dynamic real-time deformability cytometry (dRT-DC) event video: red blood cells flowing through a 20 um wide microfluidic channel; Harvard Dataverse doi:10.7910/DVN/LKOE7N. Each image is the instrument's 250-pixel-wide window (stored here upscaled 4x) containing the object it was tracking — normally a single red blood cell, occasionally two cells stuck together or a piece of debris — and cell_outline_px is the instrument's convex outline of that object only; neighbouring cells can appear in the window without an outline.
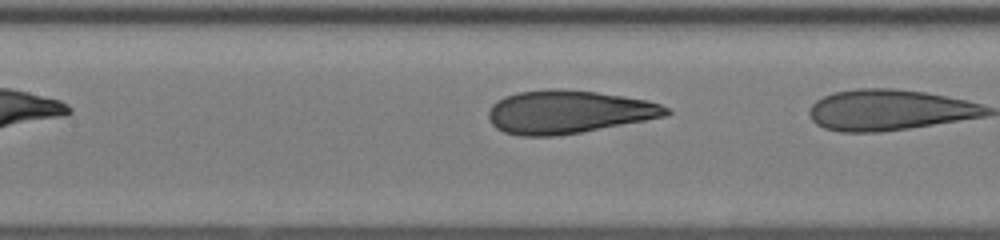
{"species": "human", "species_latin": "Homo sapiens", "temperature_condition": "room temperature", "stored_images_in_passage": 5, "camera_frame_rate_fps": 3000, "um_per_image_px": 0.085, "donor": {"sex": "female"}, "frame": {"image": 1, "passage_image": 4, "time_ms": 1.0, "image_size_px": [1000, 240], "cell_outline_px": [[672, 112], [668, 116], [580, 132], [552, 136], [520, 136], [504, 132], [496, 128], [492, 124], [488, 116], [488, 112], [492, 104], [504, 96], [516, 92], [552, 88], [596, 92], [648, 100], [660, 104], [668, 108]], "centroid_in_image_um": [48.3, 9.51], "position_along_channel_um": 159.1, "area_um2": 44.62}}